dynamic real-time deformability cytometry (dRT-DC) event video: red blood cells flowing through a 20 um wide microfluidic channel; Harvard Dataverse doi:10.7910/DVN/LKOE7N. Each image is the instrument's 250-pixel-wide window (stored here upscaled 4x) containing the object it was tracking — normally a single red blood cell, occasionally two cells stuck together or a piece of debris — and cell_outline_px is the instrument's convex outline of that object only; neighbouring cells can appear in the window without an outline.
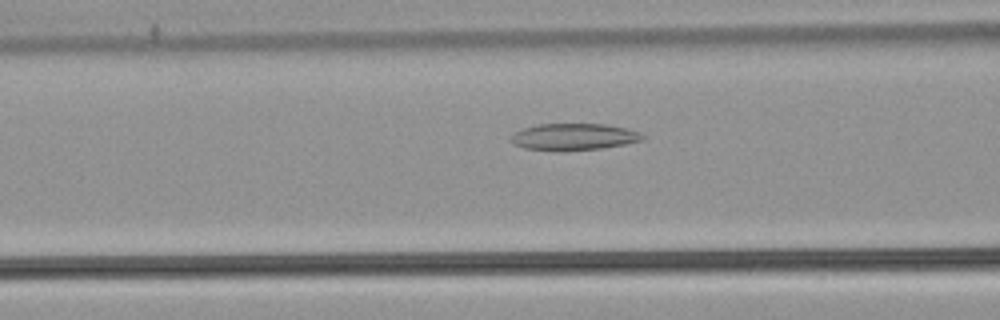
{"species": "common noctule bat (a hibernating species)", "species_latin": "Nyctalus noctula", "temperature_condition": "warm", "stored_images_in_passage": 32, "camera_frame_rate_fps": 3000, "um_per_image_px": 0.085, "animal": {"sex": "male", "body_mass_g": 21.5, "forearm_length_mm": 52.0}, "frame": {"image": 1, "passage_image": 7, "time_ms": 2.0, "image_size_px": [1000, 320], "cell_outline_px": [[648, 136], [644, 140], [624, 144], [600, 148], [560, 152], [524, 148], [508, 140], [512, 132], [536, 124], [608, 124], [628, 128], [640, 132]], "centroid_in_image_um": [48.78, 11.63], "position_along_channel_um": 117.8, "area_um2": 20.98}}
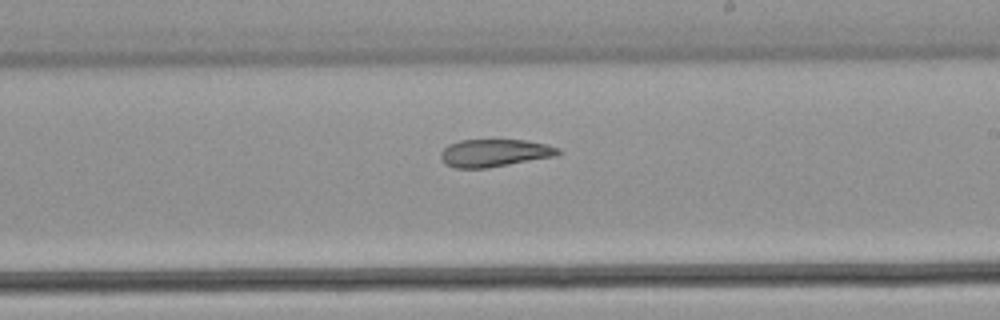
{"frame": {"image": 2, "passage_image": 17, "time_ms": 5.333, "image_size_px": [1000, 320], "cell_outline_px": [[564, 152], [556, 156], [488, 168], [456, 168], [444, 164], [440, 156], [440, 152], [448, 144], [460, 140], [524, 140], [544, 144], [560, 148]], "centroid_in_image_um": [42.03, 13.0], "position_along_channel_um": 247.0, "area_um2": 19.02}}
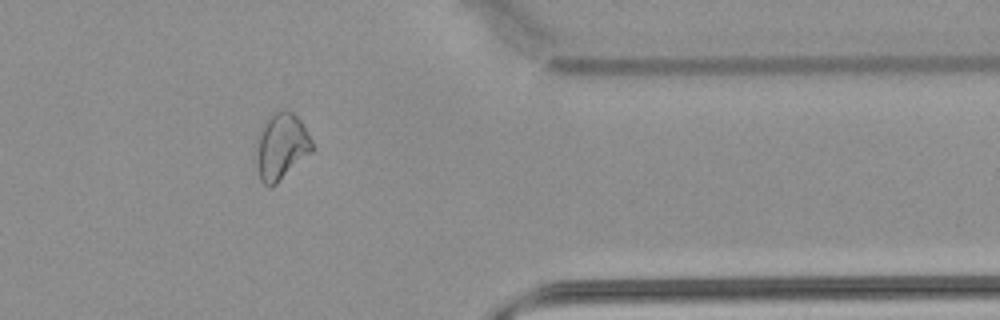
{"frame": {"image": 3, "passage_image": 29, "time_ms": 9.333, "image_size_px": [1000, 320], "cell_outline_px": [[312, 152], [272, 188], [268, 188], [260, 180], [256, 168], [256, 148], [260, 128], [264, 120], [272, 112], [280, 108], [284, 108], [292, 112], [300, 120], [312, 140]], "centroid_in_image_um": [23.87, 12.44], "position_along_channel_um": 387.5, "area_um2": 22.14}, "authors_computed_cell_mechanics": {"area_um2": 19.941, "velocity_mm_per_s": 3.8818, "shape_relaxation_time_tau1_ms": null, "shape_relaxation_time_tau2_ms": 8.3943, "deformation_change_tau1": null, "deformation_change_tau2": 0.177}}